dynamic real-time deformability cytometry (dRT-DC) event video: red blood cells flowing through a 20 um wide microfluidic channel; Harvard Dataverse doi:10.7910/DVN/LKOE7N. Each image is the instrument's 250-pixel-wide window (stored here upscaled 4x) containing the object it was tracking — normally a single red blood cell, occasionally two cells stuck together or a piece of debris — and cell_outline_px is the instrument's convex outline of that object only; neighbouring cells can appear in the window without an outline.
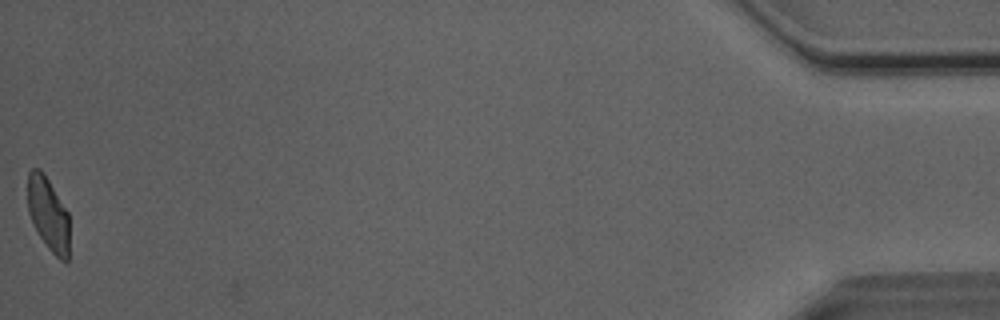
{"species": "Egyptian fruit bat (a non-hibernating species)", "species_latin": "Rousettus aegyptiacus", "temperature_condition": "room temperature", "stored_images_in_passage": 39, "camera_frame_rate_fps": 3000, "um_per_image_px": 0.085, "animal": {"sex": "male"}, "frame": {"image": 1, "passage_image": 39, "time_ms": 12.667, "image_size_px": [1000, 320], "cell_outline_px": [[68, 260], [60, 260], [48, 248], [40, 236], [28, 212], [28, 172], [32, 168], [40, 168], [44, 172], [68, 212]], "centroid_in_image_um": [4.09, 18.14], "position_along_channel_um": 431.1, "area_um2": 17.63}, "authors_computed_cell_mechanics": {"area_um2": 19.2474, "velocity_mm_per_s": 4.0585, "shape_relaxation_time_tau1_ms": 5.725, "shape_relaxation_time_tau2_ms": 1.2446, "deformation_change_tau1": 0.1414, "deformation_change_tau2": 0.0692}}